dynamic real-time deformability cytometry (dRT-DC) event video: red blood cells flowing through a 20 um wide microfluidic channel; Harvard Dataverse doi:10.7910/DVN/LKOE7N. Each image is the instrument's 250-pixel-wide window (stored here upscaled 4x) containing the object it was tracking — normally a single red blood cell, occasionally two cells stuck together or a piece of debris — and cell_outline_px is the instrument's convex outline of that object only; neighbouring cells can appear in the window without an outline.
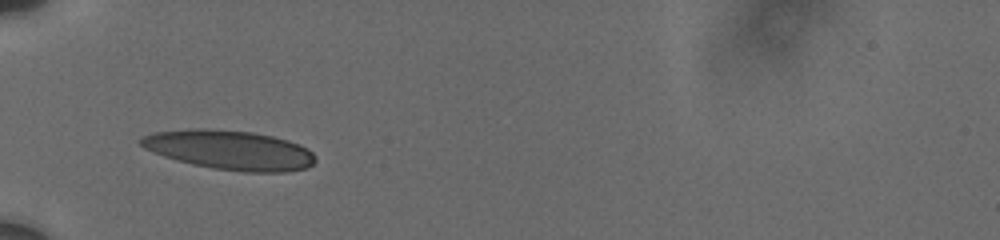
{"species": "human", "species_latin": "Homo sapiens", "temperature_condition": "cold", "stored_images_in_passage": 2, "camera_frame_rate_fps": 3000, "um_per_image_px": 0.085, "donor": {"sex": "male"}, "frame": {"image": 1, "passage_image": 1, "time_ms": 0.0, "image_size_px": [1000, 240], "cell_outline_px": [[316, 160], [308, 168], [288, 172], [240, 172], [212, 168], [192, 164], [164, 156], [152, 152], [144, 148], [136, 140], [140, 136], [156, 132], [192, 128], [208, 128], [252, 132], [272, 136], [288, 140], [300, 144], [308, 148], [316, 156]], "centroid_in_image_um": [19.53, 12.75], "position_along_channel_um": 65.5, "area_um2": 40.52}}